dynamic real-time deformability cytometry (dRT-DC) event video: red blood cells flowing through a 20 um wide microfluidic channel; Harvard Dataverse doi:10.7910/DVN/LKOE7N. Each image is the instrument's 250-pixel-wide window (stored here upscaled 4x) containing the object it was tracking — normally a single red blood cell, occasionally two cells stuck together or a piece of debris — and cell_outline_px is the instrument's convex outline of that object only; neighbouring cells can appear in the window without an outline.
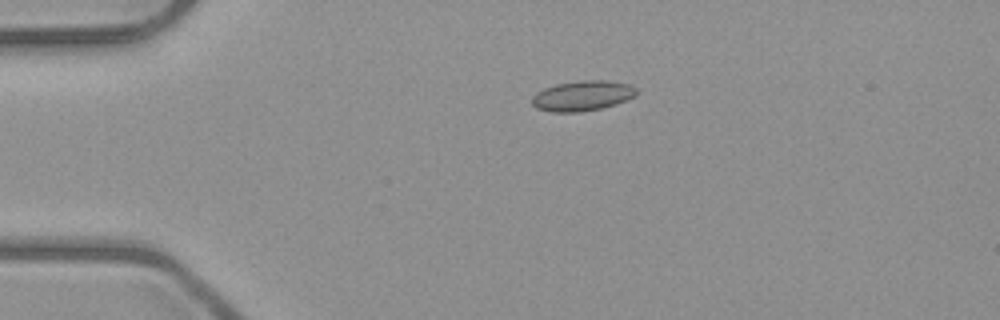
{"species": "common noctule bat (a hibernating species)", "species_latin": "Nyctalus noctula", "temperature_condition": "room temperature", "stored_images_in_passage": 2, "camera_frame_rate_fps": 3000, "um_per_image_px": 0.085, "animal": {"sex": "male", "body_mass_g": 23.1, "forearm_length_mm": 52.7}, "frame": {"image": 1, "passage_image": 1, "time_ms": 0.0, "image_size_px": [1000, 320], "cell_outline_px": [[636, 96], [628, 100], [616, 104], [600, 108], [580, 112], [552, 112], [536, 108], [532, 104], [532, 96], [536, 92], [544, 88], [556, 84], [580, 80], [608, 80], [628, 84], [636, 88]], "centroid_in_image_um": [49.5, 8.14], "position_along_channel_um": 35.5, "area_um2": 18.5}}